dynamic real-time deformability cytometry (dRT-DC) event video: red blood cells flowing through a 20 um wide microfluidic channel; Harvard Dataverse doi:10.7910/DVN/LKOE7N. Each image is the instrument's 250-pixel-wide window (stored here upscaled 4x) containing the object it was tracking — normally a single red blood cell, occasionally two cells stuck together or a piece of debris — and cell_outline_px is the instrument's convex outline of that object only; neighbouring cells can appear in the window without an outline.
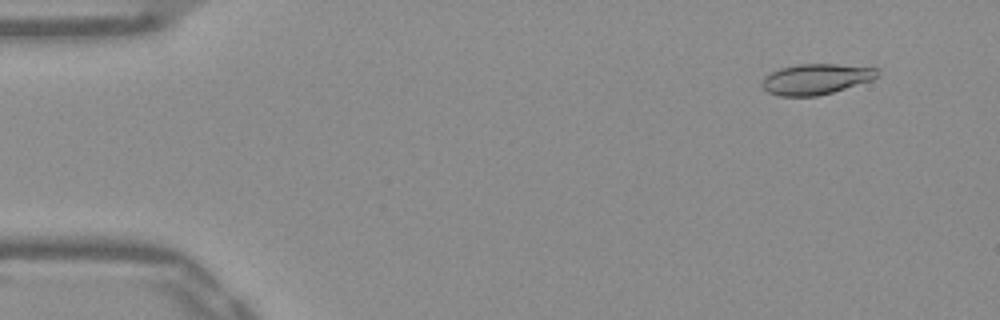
{"species": "Egyptian fruit bat (a non-hibernating species)", "species_latin": "Rousettus aegyptiacus", "temperature_condition": "warm", "stored_images_in_passage": 53, "camera_frame_rate_fps": 3000, "um_per_image_px": 0.085, "frame": {"image": 1, "passage_image": 5, "time_ms": 1.333, "image_size_px": [1000, 320], "cell_outline_px": [[880, 68], [876, 76], [872, 80], [832, 92], [816, 96], [780, 96], [768, 92], [760, 84], [764, 76], [780, 68], [796, 64], [836, 64]], "centroid_in_image_um": [69.34, 6.71], "position_along_channel_um": 15.7, "area_um2": 20.52}}
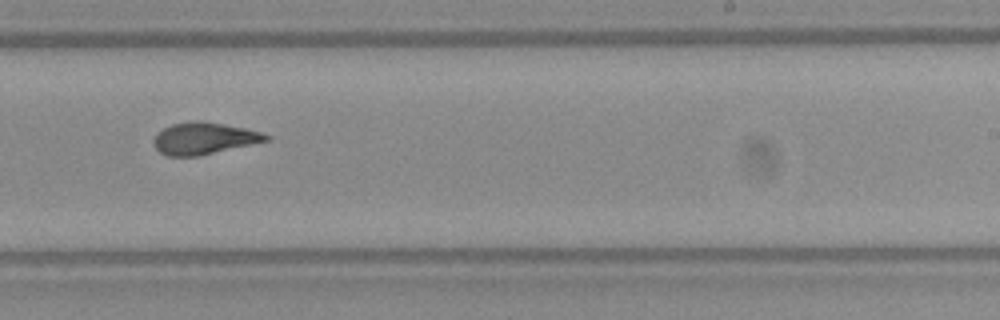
{"frame": {"image": 2, "passage_image": 33, "time_ms": 10.667, "image_size_px": [1000, 320], "cell_outline_px": [[272, 140], [196, 156], [168, 156], [160, 152], [156, 148], [152, 140], [156, 132], [172, 124], [192, 120], [200, 120], [244, 128], [260, 132], [272, 136]], "centroid_in_image_um": [17.33, 11.75], "position_along_channel_um": 271.7, "area_um2": 20.87}}
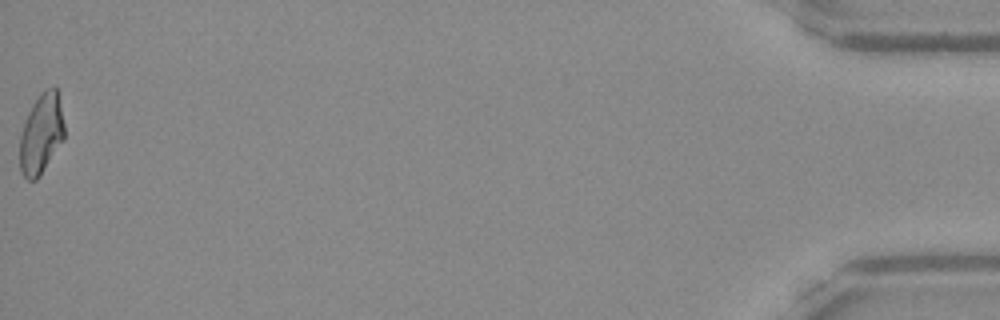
{"frame": {"image": 3, "passage_image": 53, "time_ms": 17.333, "image_size_px": [1000, 320], "cell_outline_px": [[64, 140], [40, 176], [36, 180], [28, 180], [20, 172], [20, 136], [28, 112], [32, 104], [40, 92], [44, 88], [56, 88], [64, 124]], "centroid_in_image_um": [3.5, 11.4], "position_along_channel_um": 431.7, "area_um2": 20.81}, "authors_computed_cell_mechanics": {"area_um2": 20.7502, "velocity_mm_per_s": 3.8952, "shape_relaxation_time_tau1_ms": null, "shape_relaxation_time_tau2_ms": 2.4292, "deformation_change_tau1": null, "deformation_change_tau2": 0.0922}}